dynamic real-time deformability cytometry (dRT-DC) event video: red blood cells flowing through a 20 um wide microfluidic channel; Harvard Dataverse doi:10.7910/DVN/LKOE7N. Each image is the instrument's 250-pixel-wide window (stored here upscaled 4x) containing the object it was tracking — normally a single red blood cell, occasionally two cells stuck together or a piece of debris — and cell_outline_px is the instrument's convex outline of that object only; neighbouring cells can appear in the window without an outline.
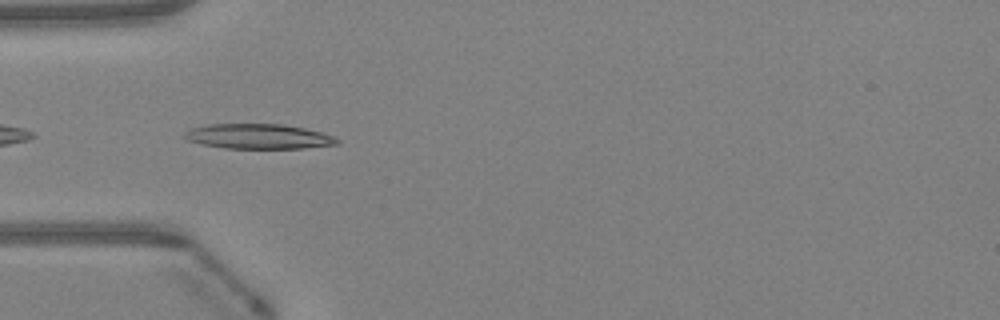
{"species": "Egyptian fruit bat (a non-hibernating species)", "species_latin": "Rousettus aegyptiacus", "temperature_condition": "warm", "stored_images_in_passage": 4, "camera_frame_rate_fps": 3000, "um_per_image_px": 0.085, "animal": {"sex": "female"}, "frame": {"image": 1, "passage_image": 2, "time_ms": 0.333, "image_size_px": [1000, 320], "cell_outline_px": [[340, 144], [304, 148], [224, 148], [200, 144], [188, 140], [184, 136], [192, 128], [208, 124], [280, 124], [304, 128], [336, 136], [340, 140]], "centroid_in_image_um": [22.03, 11.6], "position_along_channel_um": 63.0, "area_um2": 22.08}}